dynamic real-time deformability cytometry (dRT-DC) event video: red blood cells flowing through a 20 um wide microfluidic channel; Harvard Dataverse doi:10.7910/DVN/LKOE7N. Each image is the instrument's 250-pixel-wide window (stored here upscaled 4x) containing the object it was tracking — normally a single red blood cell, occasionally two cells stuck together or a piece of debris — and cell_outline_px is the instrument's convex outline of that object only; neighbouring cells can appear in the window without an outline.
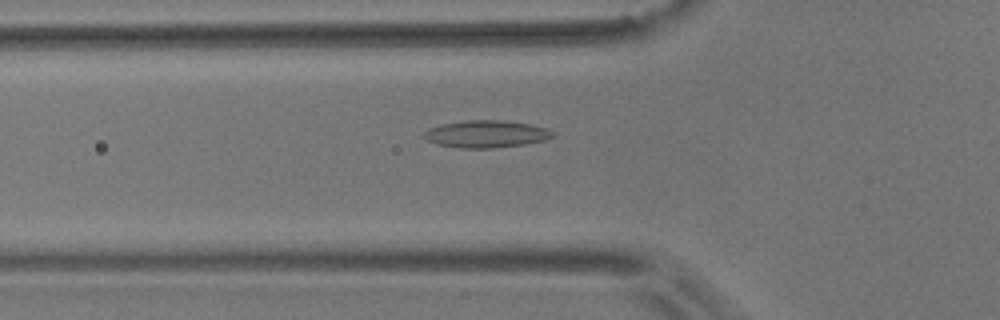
{"species": "common noctule bat (a hibernating species)", "species_latin": "Nyctalus noctula", "temperature_condition": "room temperature", "stored_images_in_passage": 50, "camera_frame_rate_fps": 3000, "um_per_image_px": 0.085, "animal": {"sex": "male", "body_mass_g": 17.9}, "frame": {"image": 1, "passage_image": 17, "time_ms": 5.333, "image_size_px": [1000, 320], "cell_outline_px": [[556, 132], [552, 136], [544, 140], [524, 144], [492, 148], [460, 148], [436, 144], [428, 140], [424, 136], [424, 132], [428, 128], [440, 124], [468, 120], [504, 120], [528, 124], [548, 128]], "centroid_in_image_um": [41.32, 11.38], "position_along_channel_um": 84.5, "area_um2": 20.4}}
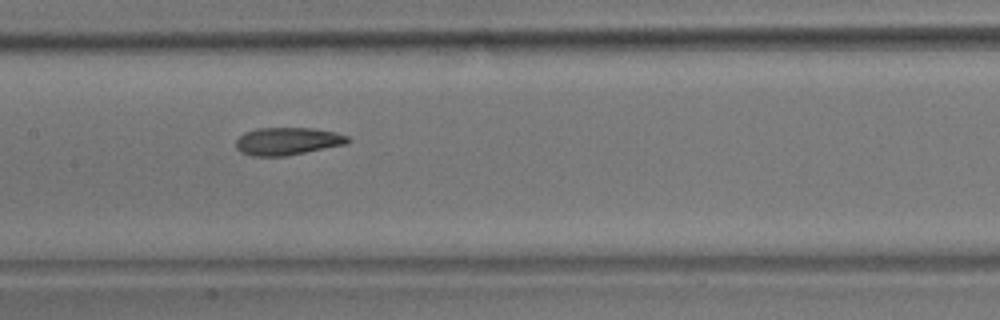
{"frame": {"image": 2, "passage_image": 25, "time_ms": 8.0, "image_size_px": [1000, 320], "cell_outline_px": [[352, 140], [348, 144], [288, 156], [252, 156], [240, 152], [236, 148], [236, 140], [244, 132], [256, 128], [312, 128], [336, 132], [348, 136]], "centroid_in_image_um": [24.47, 12.01], "position_along_channel_um": 182.9, "area_um2": 18.32}}
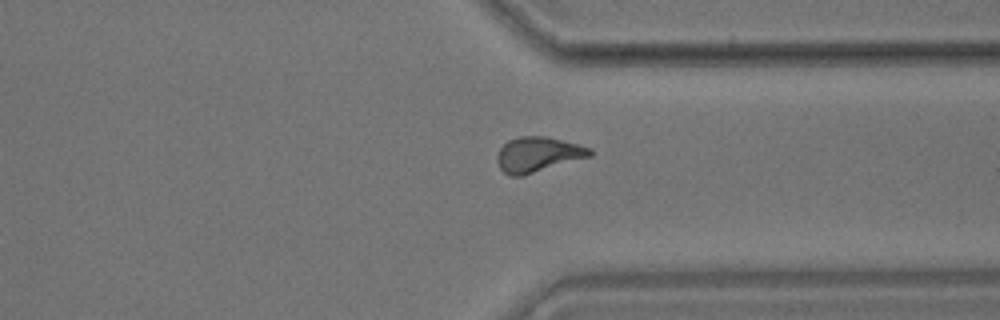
{"frame": {"image": 3, "passage_image": 40, "time_ms": 13.0, "image_size_px": [1000, 320], "cell_outline_px": [[592, 156], [524, 176], [508, 176], [500, 168], [496, 160], [496, 156], [500, 148], [508, 140], [520, 136], [544, 136], [592, 148]], "centroid_in_image_um": [45.71, 13.15], "position_along_channel_um": 365.7, "area_um2": 19.07}}